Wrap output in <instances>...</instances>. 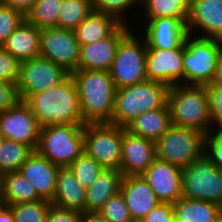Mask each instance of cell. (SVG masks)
<instances>
[{
    "label": "cell",
    "mask_w": 222,
    "mask_h": 222,
    "mask_svg": "<svg viewBox=\"0 0 222 222\" xmlns=\"http://www.w3.org/2000/svg\"><path fill=\"white\" fill-rule=\"evenodd\" d=\"M41 29L26 18L9 35L1 47L10 53L19 63L40 56Z\"/></svg>",
    "instance_id": "cell-22"
},
{
    "label": "cell",
    "mask_w": 222,
    "mask_h": 222,
    "mask_svg": "<svg viewBox=\"0 0 222 222\" xmlns=\"http://www.w3.org/2000/svg\"><path fill=\"white\" fill-rule=\"evenodd\" d=\"M184 41L174 49H158L147 46V80L156 81L172 87L184 84Z\"/></svg>",
    "instance_id": "cell-14"
},
{
    "label": "cell",
    "mask_w": 222,
    "mask_h": 222,
    "mask_svg": "<svg viewBox=\"0 0 222 222\" xmlns=\"http://www.w3.org/2000/svg\"><path fill=\"white\" fill-rule=\"evenodd\" d=\"M156 158L155 142L123 128L120 171L123 176L142 175Z\"/></svg>",
    "instance_id": "cell-18"
},
{
    "label": "cell",
    "mask_w": 222,
    "mask_h": 222,
    "mask_svg": "<svg viewBox=\"0 0 222 222\" xmlns=\"http://www.w3.org/2000/svg\"><path fill=\"white\" fill-rule=\"evenodd\" d=\"M184 84L207 86L214 80L222 40L188 34L184 39Z\"/></svg>",
    "instance_id": "cell-6"
},
{
    "label": "cell",
    "mask_w": 222,
    "mask_h": 222,
    "mask_svg": "<svg viewBox=\"0 0 222 222\" xmlns=\"http://www.w3.org/2000/svg\"><path fill=\"white\" fill-rule=\"evenodd\" d=\"M33 150L22 143L4 139L0 147V174L19 171Z\"/></svg>",
    "instance_id": "cell-31"
},
{
    "label": "cell",
    "mask_w": 222,
    "mask_h": 222,
    "mask_svg": "<svg viewBox=\"0 0 222 222\" xmlns=\"http://www.w3.org/2000/svg\"><path fill=\"white\" fill-rule=\"evenodd\" d=\"M214 222H222V213L218 216V218Z\"/></svg>",
    "instance_id": "cell-48"
},
{
    "label": "cell",
    "mask_w": 222,
    "mask_h": 222,
    "mask_svg": "<svg viewBox=\"0 0 222 222\" xmlns=\"http://www.w3.org/2000/svg\"><path fill=\"white\" fill-rule=\"evenodd\" d=\"M96 215L106 222L133 221L121 191L111 196Z\"/></svg>",
    "instance_id": "cell-36"
},
{
    "label": "cell",
    "mask_w": 222,
    "mask_h": 222,
    "mask_svg": "<svg viewBox=\"0 0 222 222\" xmlns=\"http://www.w3.org/2000/svg\"><path fill=\"white\" fill-rule=\"evenodd\" d=\"M136 21L135 26L150 48L174 49L177 48L188 35L186 23L187 19L174 18H143ZM143 26V27H142ZM141 27V28H140ZM142 29V30H141ZM142 31V32H141Z\"/></svg>",
    "instance_id": "cell-15"
},
{
    "label": "cell",
    "mask_w": 222,
    "mask_h": 222,
    "mask_svg": "<svg viewBox=\"0 0 222 222\" xmlns=\"http://www.w3.org/2000/svg\"><path fill=\"white\" fill-rule=\"evenodd\" d=\"M35 151L59 167H69L84 152V124L41 128Z\"/></svg>",
    "instance_id": "cell-5"
},
{
    "label": "cell",
    "mask_w": 222,
    "mask_h": 222,
    "mask_svg": "<svg viewBox=\"0 0 222 222\" xmlns=\"http://www.w3.org/2000/svg\"><path fill=\"white\" fill-rule=\"evenodd\" d=\"M172 120L168 105L141 113L126 130L130 133L156 142L170 127Z\"/></svg>",
    "instance_id": "cell-26"
},
{
    "label": "cell",
    "mask_w": 222,
    "mask_h": 222,
    "mask_svg": "<svg viewBox=\"0 0 222 222\" xmlns=\"http://www.w3.org/2000/svg\"><path fill=\"white\" fill-rule=\"evenodd\" d=\"M190 3L191 0H144L140 4V18L187 19Z\"/></svg>",
    "instance_id": "cell-29"
},
{
    "label": "cell",
    "mask_w": 222,
    "mask_h": 222,
    "mask_svg": "<svg viewBox=\"0 0 222 222\" xmlns=\"http://www.w3.org/2000/svg\"><path fill=\"white\" fill-rule=\"evenodd\" d=\"M85 214L51 205L46 222H82Z\"/></svg>",
    "instance_id": "cell-41"
},
{
    "label": "cell",
    "mask_w": 222,
    "mask_h": 222,
    "mask_svg": "<svg viewBox=\"0 0 222 222\" xmlns=\"http://www.w3.org/2000/svg\"><path fill=\"white\" fill-rule=\"evenodd\" d=\"M41 126L30 107L19 100L12 108L0 113V132L4 139L13 140L36 150Z\"/></svg>",
    "instance_id": "cell-13"
},
{
    "label": "cell",
    "mask_w": 222,
    "mask_h": 222,
    "mask_svg": "<svg viewBox=\"0 0 222 222\" xmlns=\"http://www.w3.org/2000/svg\"><path fill=\"white\" fill-rule=\"evenodd\" d=\"M122 23L110 36L87 45H80L78 69L108 71L115 59L119 42L133 29Z\"/></svg>",
    "instance_id": "cell-19"
},
{
    "label": "cell",
    "mask_w": 222,
    "mask_h": 222,
    "mask_svg": "<svg viewBox=\"0 0 222 222\" xmlns=\"http://www.w3.org/2000/svg\"><path fill=\"white\" fill-rule=\"evenodd\" d=\"M36 0H0V4L21 12L25 17L33 8Z\"/></svg>",
    "instance_id": "cell-44"
},
{
    "label": "cell",
    "mask_w": 222,
    "mask_h": 222,
    "mask_svg": "<svg viewBox=\"0 0 222 222\" xmlns=\"http://www.w3.org/2000/svg\"><path fill=\"white\" fill-rule=\"evenodd\" d=\"M93 10L92 0H63L57 18V27L74 31Z\"/></svg>",
    "instance_id": "cell-30"
},
{
    "label": "cell",
    "mask_w": 222,
    "mask_h": 222,
    "mask_svg": "<svg viewBox=\"0 0 222 222\" xmlns=\"http://www.w3.org/2000/svg\"><path fill=\"white\" fill-rule=\"evenodd\" d=\"M60 168L46 157L33 151L19 171L34 186L41 199L52 202Z\"/></svg>",
    "instance_id": "cell-20"
},
{
    "label": "cell",
    "mask_w": 222,
    "mask_h": 222,
    "mask_svg": "<svg viewBox=\"0 0 222 222\" xmlns=\"http://www.w3.org/2000/svg\"><path fill=\"white\" fill-rule=\"evenodd\" d=\"M24 19L21 12L0 4V46Z\"/></svg>",
    "instance_id": "cell-38"
},
{
    "label": "cell",
    "mask_w": 222,
    "mask_h": 222,
    "mask_svg": "<svg viewBox=\"0 0 222 222\" xmlns=\"http://www.w3.org/2000/svg\"><path fill=\"white\" fill-rule=\"evenodd\" d=\"M182 197L221 204L222 169L204 154L182 171Z\"/></svg>",
    "instance_id": "cell-9"
},
{
    "label": "cell",
    "mask_w": 222,
    "mask_h": 222,
    "mask_svg": "<svg viewBox=\"0 0 222 222\" xmlns=\"http://www.w3.org/2000/svg\"><path fill=\"white\" fill-rule=\"evenodd\" d=\"M123 128L109 123L84 124V151L105 169L120 170Z\"/></svg>",
    "instance_id": "cell-10"
},
{
    "label": "cell",
    "mask_w": 222,
    "mask_h": 222,
    "mask_svg": "<svg viewBox=\"0 0 222 222\" xmlns=\"http://www.w3.org/2000/svg\"><path fill=\"white\" fill-rule=\"evenodd\" d=\"M120 191L133 220L143 219L160 203L142 175L123 176Z\"/></svg>",
    "instance_id": "cell-21"
},
{
    "label": "cell",
    "mask_w": 222,
    "mask_h": 222,
    "mask_svg": "<svg viewBox=\"0 0 222 222\" xmlns=\"http://www.w3.org/2000/svg\"><path fill=\"white\" fill-rule=\"evenodd\" d=\"M40 57L51 60L70 75L78 70L80 44L74 31L59 27L41 29Z\"/></svg>",
    "instance_id": "cell-12"
},
{
    "label": "cell",
    "mask_w": 222,
    "mask_h": 222,
    "mask_svg": "<svg viewBox=\"0 0 222 222\" xmlns=\"http://www.w3.org/2000/svg\"><path fill=\"white\" fill-rule=\"evenodd\" d=\"M188 34L222 40V0H191Z\"/></svg>",
    "instance_id": "cell-17"
},
{
    "label": "cell",
    "mask_w": 222,
    "mask_h": 222,
    "mask_svg": "<svg viewBox=\"0 0 222 222\" xmlns=\"http://www.w3.org/2000/svg\"><path fill=\"white\" fill-rule=\"evenodd\" d=\"M143 1H144V0H137V2H138L139 4H141Z\"/></svg>",
    "instance_id": "cell-52"
},
{
    "label": "cell",
    "mask_w": 222,
    "mask_h": 222,
    "mask_svg": "<svg viewBox=\"0 0 222 222\" xmlns=\"http://www.w3.org/2000/svg\"><path fill=\"white\" fill-rule=\"evenodd\" d=\"M52 203L47 200L9 205L14 222H46Z\"/></svg>",
    "instance_id": "cell-34"
},
{
    "label": "cell",
    "mask_w": 222,
    "mask_h": 222,
    "mask_svg": "<svg viewBox=\"0 0 222 222\" xmlns=\"http://www.w3.org/2000/svg\"><path fill=\"white\" fill-rule=\"evenodd\" d=\"M3 140H4V136H3V135L1 134V132H0V147H1V145H2Z\"/></svg>",
    "instance_id": "cell-49"
},
{
    "label": "cell",
    "mask_w": 222,
    "mask_h": 222,
    "mask_svg": "<svg viewBox=\"0 0 222 222\" xmlns=\"http://www.w3.org/2000/svg\"><path fill=\"white\" fill-rule=\"evenodd\" d=\"M212 83L222 84V49L218 57L217 71Z\"/></svg>",
    "instance_id": "cell-46"
},
{
    "label": "cell",
    "mask_w": 222,
    "mask_h": 222,
    "mask_svg": "<svg viewBox=\"0 0 222 222\" xmlns=\"http://www.w3.org/2000/svg\"><path fill=\"white\" fill-rule=\"evenodd\" d=\"M82 222H106L100 219L97 215H85Z\"/></svg>",
    "instance_id": "cell-47"
},
{
    "label": "cell",
    "mask_w": 222,
    "mask_h": 222,
    "mask_svg": "<svg viewBox=\"0 0 222 222\" xmlns=\"http://www.w3.org/2000/svg\"><path fill=\"white\" fill-rule=\"evenodd\" d=\"M0 198H1V174H0Z\"/></svg>",
    "instance_id": "cell-51"
},
{
    "label": "cell",
    "mask_w": 222,
    "mask_h": 222,
    "mask_svg": "<svg viewBox=\"0 0 222 222\" xmlns=\"http://www.w3.org/2000/svg\"><path fill=\"white\" fill-rule=\"evenodd\" d=\"M70 74L51 60L35 57L19 63V79L16 84L19 99L46 91L59 85Z\"/></svg>",
    "instance_id": "cell-11"
},
{
    "label": "cell",
    "mask_w": 222,
    "mask_h": 222,
    "mask_svg": "<svg viewBox=\"0 0 222 222\" xmlns=\"http://www.w3.org/2000/svg\"><path fill=\"white\" fill-rule=\"evenodd\" d=\"M123 174L116 169H103L86 189L85 215H96L105 202L121 188Z\"/></svg>",
    "instance_id": "cell-23"
},
{
    "label": "cell",
    "mask_w": 222,
    "mask_h": 222,
    "mask_svg": "<svg viewBox=\"0 0 222 222\" xmlns=\"http://www.w3.org/2000/svg\"><path fill=\"white\" fill-rule=\"evenodd\" d=\"M85 123H109L117 88L108 71L78 69L71 74Z\"/></svg>",
    "instance_id": "cell-2"
},
{
    "label": "cell",
    "mask_w": 222,
    "mask_h": 222,
    "mask_svg": "<svg viewBox=\"0 0 222 222\" xmlns=\"http://www.w3.org/2000/svg\"><path fill=\"white\" fill-rule=\"evenodd\" d=\"M206 134L194 129L172 125L156 142V157L187 168L205 154Z\"/></svg>",
    "instance_id": "cell-8"
},
{
    "label": "cell",
    "mask_w": 222,
    "mask_h": 222,
    "mask_svg": "<svg viewBox=\"0 0 222 222\" xmlns=\"http://www.w3.org/2000/svg\"><path fill=\"white\" fill-rule=\"evenodd\" d=\"M209 95L211 132L222 130V84L211 83L206 86Z\"/></svg>",
    "instance_id": "cell-37"
},
{
    "label": "cell",
    "mask_w": 222,
    "mask_h": 222,
    "mask_svg": "<svg viewBox=\"0 0 222 222\" xmlns=\"http://www.w3.org/2000/svg\"><path fill=\"white\" fill-rule=\"evenodd\" d=\"M42 200L34 186L20 171L1 175V201L4 205L36 202Z\"/></svg>",
    "instance_id": "cell-27"
},
{
    "label": "cell",
    "mask_w": 222,
    "mask_h": 222,
    "mask_svg": "<svg viewBox=\"0 0 222 222\" xmlns=\"http://www.w3.org/2000/svg\"><path fill=\"white\" fill-rule=\"evenodd\" d=\"M122 23L114 16L93 10L74 30L80 45L110 36Z\"/></svg>",
    "instance_id": "cell-25"
},
{
    "label": "cell",
    "mask_w": 222,
    "mask_h": 222,
    "mask_svg": "<svg viewBox=\"0 0 222 222\" xmlns=\"http://www.w3.org/2000/svg\"><path fill=\"white\" fill-rule=\"evenodd\" d=\"M143 220L145 222H175L173 204L159 203Z\"/></svg>",
    "instance_id": "cell-43"
},
{
    "label": "cell",
    "mask_w": 222,
    "mask_h": 222,
    "mask_svg": "<svg viewBox=\"0 0 222 222\" xmlns=\"http://www.w3.org/2000/svg\"><path fill=\"white\" fill-rule=\"evenodd\" d=\"M92 2L95 11L110 14L116 17L121 23L135 26L134 23H132V25L130 23L131 16L129 17L130 19L127 16L130 11L129 15H131V13L133 15V12L136 14V11L139 13L140 10H138V8L140 9V4L137 0H92Z\"/></svg>",
    "instance_id": "cell-33"
},
{
    "label": "cell",
    "mask_w": 222,
    "mask_h": 222,
    "mask_svg": "<svg viewBox=\"0 0 222 222\" xmlns=\"http://www.w3.org/2000/svg\"><path fill=\"white\" fill-rule=\"evenodd\" d=\"M0 222H14L11 208L4 204L0 206Z\"/></svg>",
    "instance_id": "cell-45"
},
{
    "label": "cell",
    "mask_w": 222,
    "mask_h": 222,
    "mask_svg": "<svg viewBox=\"0 0 222 222\" xmlns=\"http://www.w3.org/2000/svg\"><path fill=\"white\" fill-rule=\"evenodd\" d=\"M86 189L70 167H61L56 182L53 205L85 214Z\"/></svg>",
    "instance_id": "cell-24"
},
{
    "label": "cell",
    "mask_w": 222,
    "mask_h": 222,
    "mask_svg": "<svg viewBox=\"0 0 222 222\" xmlns=\"http://www.w3.org/2000/svg\"><path fill=\"white\" fill-rule=\"evenodd\" d=\"M24 102L30 107L41 128L86 124L81 116L78 90L71 75L55 87L29 95Z\"/></svg>",
    "instance_id": "cell-1"
},
{
    "label": "cell",
    "mask_w": 222,
    "mask_h": 222,
    "mask_svg": "<svg viewBox=\"0 0 222 222\" xmlns=\"http://www.w3.org/2000/svg\"><path fill=\"white\" fill-rule=\"evenodd\" d=\"M175 222H214L222 213L220 205L190 198L173 204Z\"/></svg>",
    "instance_id": "cell-28"
},
{
    "label": "cell",
    "mask_w": 222,
    "mask_h": 222,
    "mask_svg": "<svg viewBox=\"0 0 222 222\" xmlns=\"http://www.w3.org/2000/svg\"><path fill=\"white\" fill-rule=\"evenodd\" d=\"M168 90L167 85L151 80L118 88L109 124L126 128L141 113L164 108Z\"/></svg>",
    "instance_id": "cell-4"
},
{
    "label": "cell",
    "mask_w": 222,
    "mask_h": 222,
    "mask_svg": "<svg viewBox=\"0 0 222 222\" xmlns=\"http://www.w3.org/2000/svg\"><path fill=\"white\" fill-rule=\"evenodd\" d=\"M19 100L16 84L0 80V113L12 108Z\"/></svg>",
    "instance_id": "cell-42"
},
{
    "label": "cell",
    "mask_w": 222,
    "mask_h": 222,
    "mask_svg": "<svg viewBox=\"0 0 222 222\" xmlns=\"http://www.w3.org/2000/svg\"><path fill=\"white\" fill-rule=\"evenodd\" d=\"M167 105L172 125L194 129L209 135L211 116L206 86L173 85L169 87Z\"/></svg>",
    "instance_id": "cell-3"
},
{
    "label": "cell",
    "mask_w": 222,
    "mask_h": 222,
    "mask_svg": "<svg viewBox=\"0 0 222 222\" xmlns=\"http://www.w3.org/2000/svg\"><path fill=\"white\" fill-rule=\"evenodd\" d=\"M132 222H145L143 219L133 220Z\"/></svg>",
    "instance_id": "cell-50"
},
{
    "label": "cell",
    "mask_w": 222,
    "mask_h": 222,
    "mask_svg": "<svg viewBox=\"0 0 222 222\" xmlns=\"http://www.w3.org/2000/svg\"><path fill=\"white\" fill-rule=\"evenodd\" d=\"M182 171L180 167L156 157L142 176L160 203L174 204L182 198Z\"/></svg>",
    "instance_id": "cell-16"
},
{
    "label": "cell",
    "mask_w": 222,
    "mask_h": 222,
    "mask_svg": "<svg viewBox=\"0 0 222 222\" xmlns=\"http://www.w3.org/2000/svg\"><path fill=\"white\" fill-rule=\"evenodd\" d=\"M63 0H36L26 19L39 29L57 27Z\"/></svg>",
    "instance_id": "cell-32"
},
{
    "label": "cell",
    "mask_w": 222,
    "mask_h": 222,
    "mask_svg": "<svg viewBox=\"0 0 222 222\" xmlns=\"http://www.w3.org/2000/svg\"><path fill=\"white\" fill-rule=\"evenodd\" d=\"M19 62L0 46V80L17 84Z\"/></svg>",
    "instance_id": "cell-39"
},
{
    "label": "cell",
    "mask_w": 222,
    "mask_h": 222,
    "mask_svg": "<svg viewBox=\"0 0 222 222\" xmlns=\"http://www.w3.org/2000/svg\"><path fill=\"white\" fill-rule=\"evenodd\" d=\"M134 29L119 42L115 59L108 70L117 89L147 80V45Z\"/></svg>",
    "instance_id": "cell-7"
},
{
    "label": "cell",
    "mask_w": 222,
    "mask_h": 222,
    "mask_svg": "<svg viewBox=\"0 0 222 222\" xmlns=\"http://www.w3.org/2000/svg\"><path fill=\"white\" fill-rule=\"evenodd\" d=\"M69 167L84 189H88L104 169L85 151Z\"/></svg>",
    "instance_id": "cell-35"
},
{
    "label": "cell",
    "mask_w": 222,
    "mask_h": 222,
    "mask_svg": "<svg viewBox=\"0 0 222 222\" xmlns=\"http://www.w3.org/2000/svg\"><path fill=\"white\" fill-rule=\"evenodd\" d=\"M205 155L216 167L222 169V130L206 136Z\"/></svg>",
    "instance_id": "cell-40"
}]
</instances>
